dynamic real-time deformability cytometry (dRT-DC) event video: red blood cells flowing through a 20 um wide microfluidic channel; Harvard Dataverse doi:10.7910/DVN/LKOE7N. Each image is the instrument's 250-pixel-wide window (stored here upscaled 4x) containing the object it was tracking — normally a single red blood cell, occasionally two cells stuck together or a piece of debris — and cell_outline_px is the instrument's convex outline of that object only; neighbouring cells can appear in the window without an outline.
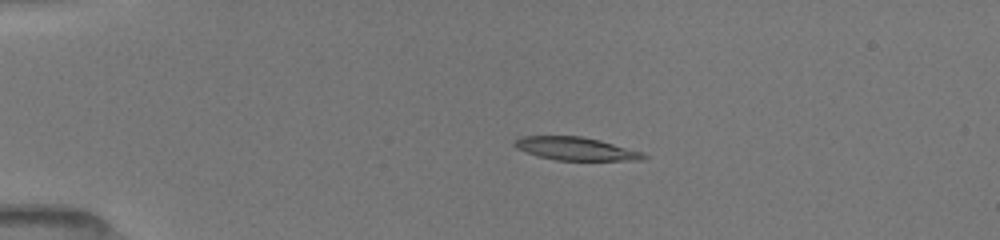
{"species": "common noctule bat (a hibernating species)", "species_latin": "Nyctalus noctula", "temperature_condition": "room temperature", "stored_images_in_passage": 40, "camera_frame_rate_fps": 3000, "um_per_image_px": 0.085, "animal": {"sex": "female", "body_mass_g": 19.5, "forearm_length_mm": 54.1}, "frame": {"image": 1, "passage_image": 5, "time_ms": 2.667, "image_size_px": [1000, 240], "cell_outline_px": [[648, 156], [644, 160], [556, 160], [536, 156], [516, 148], [512, 144], [512, 140], [520, 136], [580, 136], [600, 140], [644, 152]], "centroid_in_image_um": [48.91, 12.64], "position_along_channel_um": 36.1, "area_um2": 17.57}}
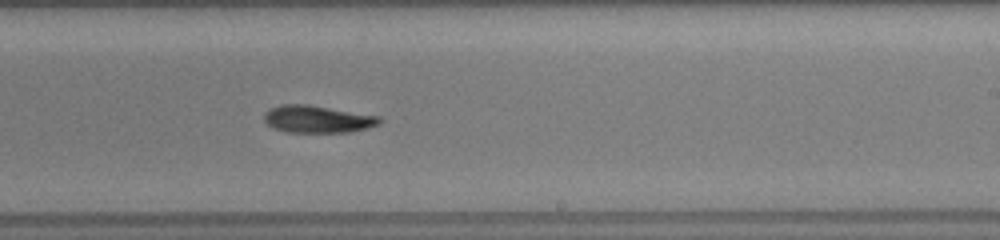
{"frame": {"image": 2, "passage_image": 20, "time_ms": 9.667, "image_size_px": [1000, 240], "cell_outline_px": [[384, 120], [380, 124], [368, 128], [352, 132], [288, 132], [272, 128], [264, 120], [264, 112], [280, 104], [308, 104], [380, 116]], "centroid_in_image_um": [27.02, 10.12], "position_along_channel_um": 262.0, "area_um2": 18.55}}
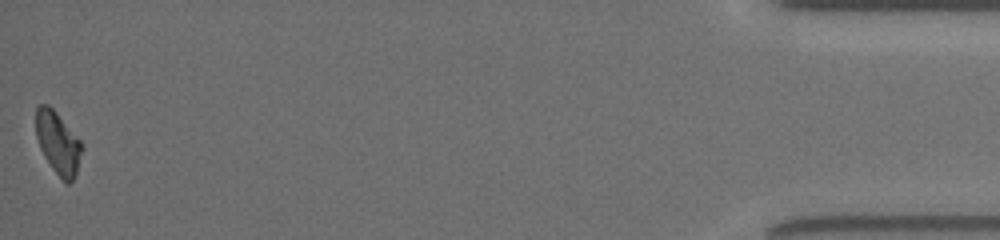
{"frame": {"image": 3, "passage_image": 40, "time_ms": 16.0, "image_size_px": [1000, 240], "cell_outline_px": [[84, 148], [76, 172], [72, 180], [68, 184], [64, 184], [44, 156], [40, 148], [36, 136], [36, 108], [40, 104], [48, 104], [56, 112], [84, 144]], "centroid_in_image_um": [4.94, 12.15], "position_along_channel_um": 430.3, "area_um2": 16.76}, "authors_computed_cell_mechanics": {"area_um2": 17.9758, "velocity_mm_per_s": 3.9931, "shape_relaxation_time_tau1_ms": 4.435, "shape_relaxation_time_tau2_ms": null, "deformation_change_tau1": 0.1345, "deformation_change_tau2": null}}